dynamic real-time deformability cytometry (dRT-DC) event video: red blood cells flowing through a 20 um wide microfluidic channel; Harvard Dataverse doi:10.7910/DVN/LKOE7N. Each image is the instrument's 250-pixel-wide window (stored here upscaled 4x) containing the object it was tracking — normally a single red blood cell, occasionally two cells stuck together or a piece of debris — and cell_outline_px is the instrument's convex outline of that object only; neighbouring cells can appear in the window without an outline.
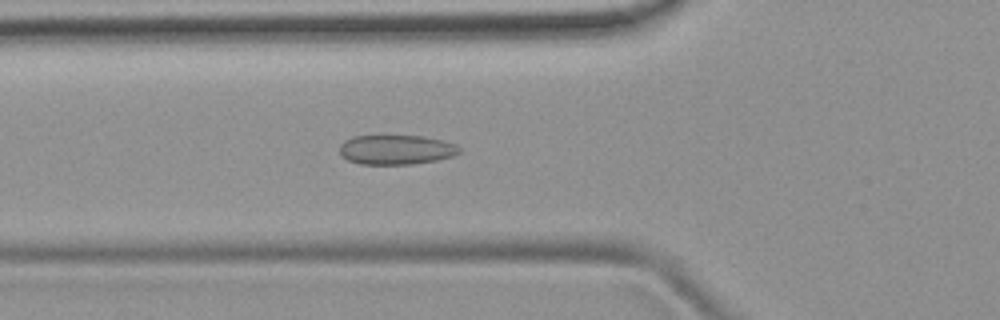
{"species": "common noctule bat (a hibernating species)", "species_latin": "Nyctalus noctula", "temperature_condition": "room temperature", "stored_images_in_passage": 49, "camera_frame_rate_fps": 3000, "um_per_image_px": 0.085, "animal": {"sex": "female", "body_mass_g": 19.9}, "frame": {"image": 1, "passage_image": 17, "time_ms": 5.333, "image_size_px": [1000, 320], "cell_outline_px": [[460, 152], [452, 156], [436, 160], [412, 164], [360, 164], [348, 160], [340, 156], [340, 144], [344, 140], [352, 136], [424, 136], [444, 140], [456, 144], [460, 148]], "centroid_in_image_um": [33.66, 12.72], "position_along_channel_um": 92.1, "area_um2": 20.75}}
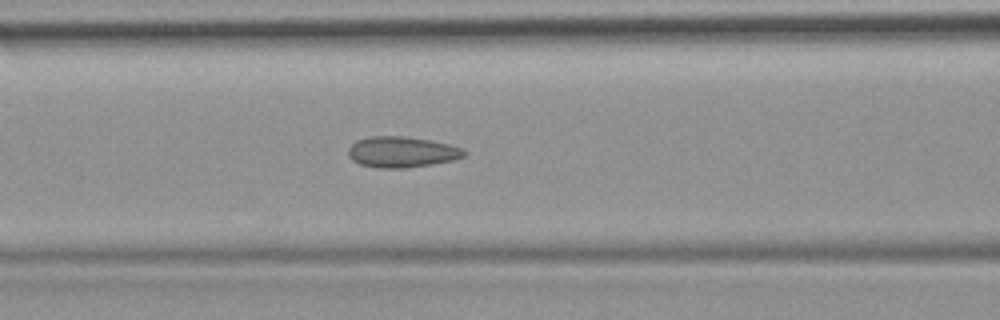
{"frame": {"image": 2, "passage_image": 20, "time_ms": 6.333, "image_size_px": [1000, 320], "cell_outline_px": [[468, 152], [464, 156], [452, 160], [432, 164], [404, 168], [376, 168], [360, 164], [352, 160], [348, 156], [348, 148], [356, 140], [368, 136], [404, 136], [428, 140], [448, 144], [464, 148]], "centroid_in_image_um": [34.13, 12.92], "position_along_channel_um": 132.5, "area_um2": 20.92}}
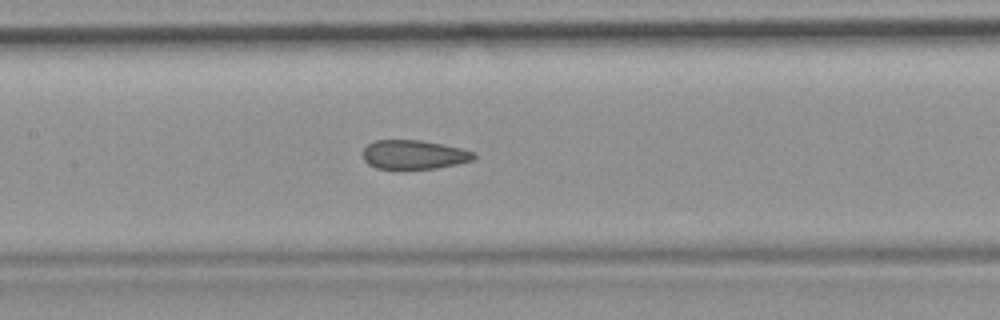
{"frame": {"image": 3, "passage_image": 23, "time_ms": 7.333, "image_size_px": [1000, 320], "cell_outline_px": [[476, 156], [472, 160], [456, 164], [436, 168], [376, 168], [368, 164], [364, 160], [364, 148], [368, 144], [376, 140], [420, 140], [460, 148], [476, 152]], "centroid_in_image_um": [35.19, 13.13], "position_along_channel_um": 172.2, "area_um2": 18.5}, "authors_computed_cell_mechanics": {"area_um2": 20.2878, "velocity_mm_per_s": 3.9813, "shape_relaxation_time_tau1_ms": null, "shape_relaxation_time_tau2_ms": 1.9102, "deformation_change_tau1": null, "deformation_change_tau2": 0.0852}}